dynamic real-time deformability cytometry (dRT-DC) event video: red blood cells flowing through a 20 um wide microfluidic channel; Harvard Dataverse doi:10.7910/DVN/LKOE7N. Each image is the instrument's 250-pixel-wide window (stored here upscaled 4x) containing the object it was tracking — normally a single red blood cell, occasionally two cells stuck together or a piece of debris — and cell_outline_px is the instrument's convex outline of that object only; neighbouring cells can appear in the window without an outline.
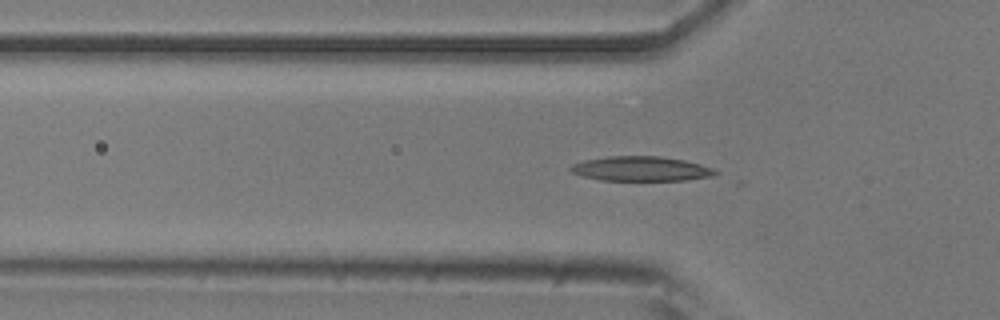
{"species": "common noctule bat (a hibernating species)", "species_latin": "Nyctalus noctula", "temperature_condition": "room temperature", "stored_images_in_passage": 14, "camera_frame_rate_fps": 3000, "um_per_image_px": 0.085, "animal": {"sex": "male", "body_mass_g": 20.5, "forearm_length_mm": 52.5}, "frame": {"image": 1, "passage_image": 8, "time_ms": 2.333, "image_size_px": [1000, 320], "cell_outline_px": [[720, 172], [716, 176], [688, 180], [600, 180], [584, 176], [572, 172], [568, 168], [572, 164], [584, 160], [608, 156], [660, 156], [684, 160], [700, 164], [712, 168]], "centroid_in_image_um": [54.52, 14.34], "position_along_channel_um": 71.3, "area_um2": 20.87}}
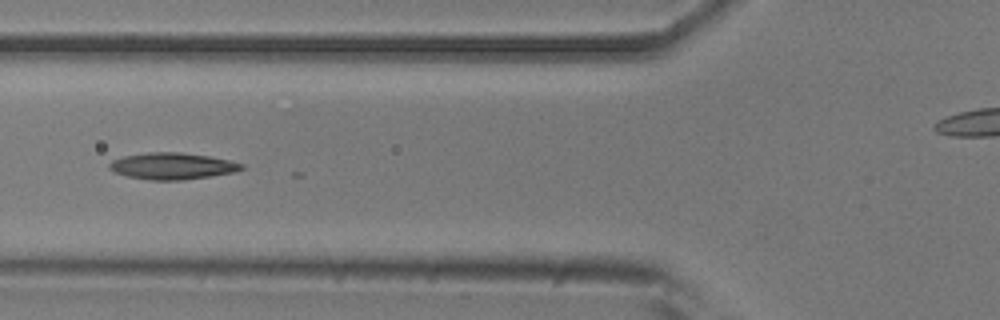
{"frame": {"image": 2, "passage_image": 11, "time_ms": 3.333, "image_size_px": [1000, 320], "cell_outline_px": [[244, 168], [232, 172], [184, 180], [148, 180], [128, 176], [112, 172], [108, 168], [108, 164], [112, 160], [124, 156], [148, 152], [180, 152], [208, 156], [228, 160], [244, 164]], "centroid_in_image_um": [14.58, 14.11], "position_along_channel_um": 111.2, "area_um2": 20.4}}